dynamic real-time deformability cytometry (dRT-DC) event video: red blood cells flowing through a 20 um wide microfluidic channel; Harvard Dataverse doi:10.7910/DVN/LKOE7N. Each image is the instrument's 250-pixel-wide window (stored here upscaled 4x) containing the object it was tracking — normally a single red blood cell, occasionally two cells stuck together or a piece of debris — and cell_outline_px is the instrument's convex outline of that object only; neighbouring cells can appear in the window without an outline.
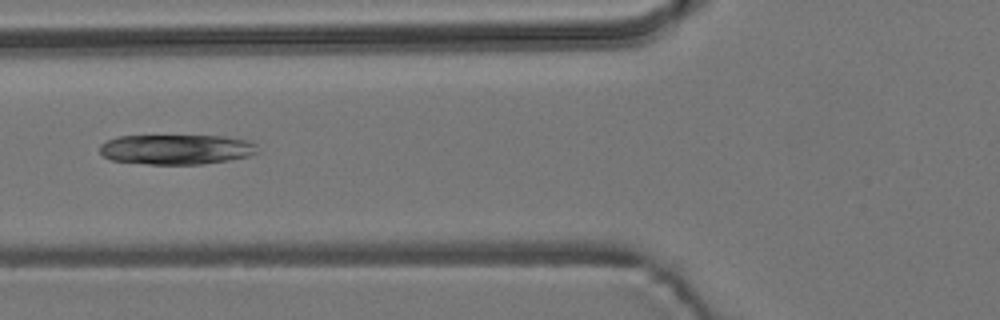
{"species": "common noctule bat (a hibernating species)", "species_latin": "Nyctalus noctula", "temperature_condition": "room temperature", "stored_images_in_passage": 6, "camera_frame_rate_fps": 3000, "um_per_image_px": 0.085, "animal": {"sex": "male", "body_mass_g": 19.2, "forearm_length_mm": 51.8}, "frame": {"image": 1, "passage_image": 3, "time_ms": 2.333, "image_size_px": [1000, 320], "cell_outline_px": [[260, 152], [248, 156], [228, 160], [204, 164], [148, 164], [112, 160], [104, 156], [100, 152], [100, 144], [108, 140], [120, 136], [224, 136], [252, 140], [256, 144]], "centroid_in_image_um": [15.05, 12.69], "position_along_channel_um": 110.7, "area_um2": 27.69}}
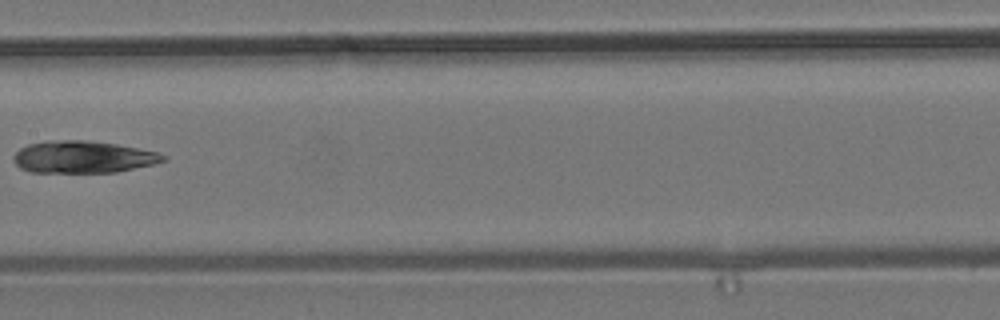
{"frame": {"image": 2, "passage_image": 5, "time_ms": 4.667, "image_size_px": [1000, 320], "cell_outline_px": [[168, 160], [152, 164], [116, 172], [28, 172], [20, 168], [12, 160], [12, 156], [20, 148], [28, 144], [48, 140], [84, 140], [116, 144], [156, 152], [168, 156]], "centroid_in_image_um": [7.01, 13.34], "position_along_channel_um": 200.4, "area_um2": 27.98}}
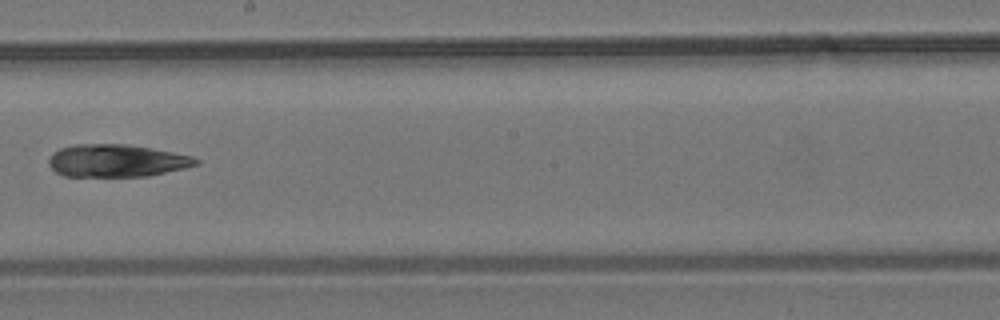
{"frame": {"image": 3, "passage_image": 6, "time_ms": 5.667, "image_size_px": [1000, 320], "cell_outline_px": [[200, 164], [184, 168], [148, 176], [64, 176], [56, 172], [48, 164], [48, 160], [52, 152], [60, 148], [76, 144], [128, 144], [152, 148], [192, 156], [200, 160]], "centroid_in_image_um": [9.9, 13.65], "position_along_channel_um": 238.3, "area_um2": 27.98}}